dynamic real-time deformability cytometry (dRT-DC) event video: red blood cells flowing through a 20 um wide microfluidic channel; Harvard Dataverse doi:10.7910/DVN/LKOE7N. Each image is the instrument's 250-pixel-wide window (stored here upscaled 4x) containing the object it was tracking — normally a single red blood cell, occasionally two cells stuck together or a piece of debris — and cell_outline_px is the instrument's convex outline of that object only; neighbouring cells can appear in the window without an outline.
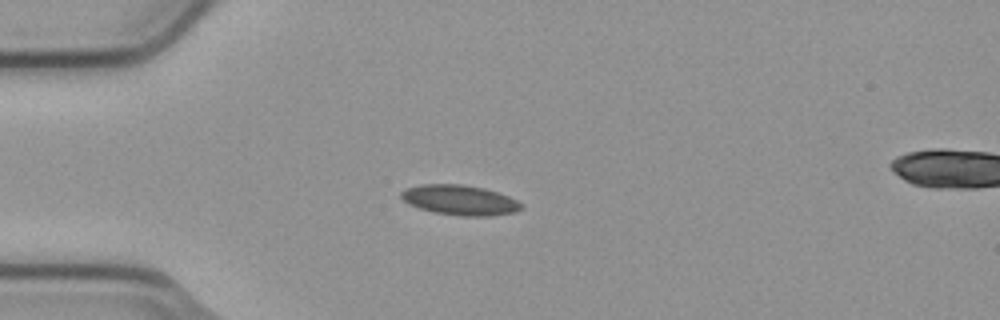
{"species": "common noctule bat (a hibernating species)", "species_latin": "Nyctalus noctula", "temperature_condition": "cold", "stored_images_in_passage": 5, "camera_frame_rate_fps": 3000, "um_per_image_px": 0.085, "animal": {"sex": "male", "body_mass_g": 23.1, "forearm_length_mm": 52.7}, "frame": {"image": 1, "passage_image": 3, "time_ms": 0.667, "image_size_px": [1000, 320], "cell_outline_px": [[524, 208], [516, 212], [492, 216], [460, 216], [432, 212], [408, 204], [400, 196], [400, 192], [404, 188], [420, 184], [460, 184], [484, 188], [508, 196], [524, 204]], "centroid_in_image_um": [39.09, 17.01], "position_along_channel_um": 45.9, "area_um2": 21.27}}
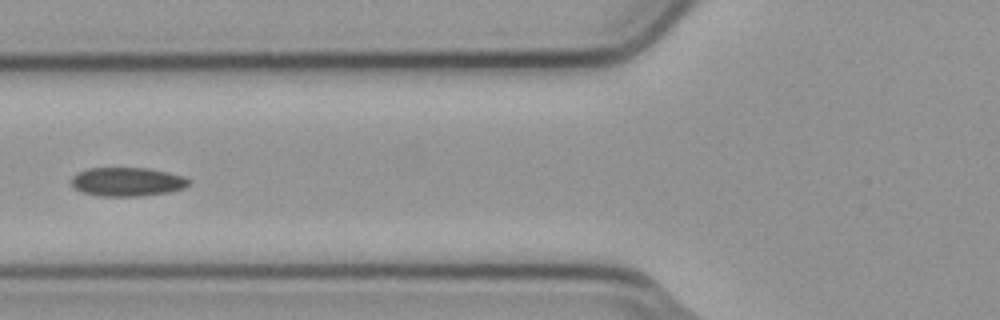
{"frame": {"image": 2, "passage_image": 5, "time_ms": 1.333, "image_size_px": [1000, 320], "cell_outline_px": [[192, 180], [184, 188], [168, 192], [140, 196], [96, 196], [80, 192], [72, 184], [72, 176], [76, 172], [88, 168], [148, 168], [168, 172], [184, 176]], "centroid_in_image_um": [10.8, 15.45], "position_along_channel_um": 115.0, "area_um2": 19.88}}